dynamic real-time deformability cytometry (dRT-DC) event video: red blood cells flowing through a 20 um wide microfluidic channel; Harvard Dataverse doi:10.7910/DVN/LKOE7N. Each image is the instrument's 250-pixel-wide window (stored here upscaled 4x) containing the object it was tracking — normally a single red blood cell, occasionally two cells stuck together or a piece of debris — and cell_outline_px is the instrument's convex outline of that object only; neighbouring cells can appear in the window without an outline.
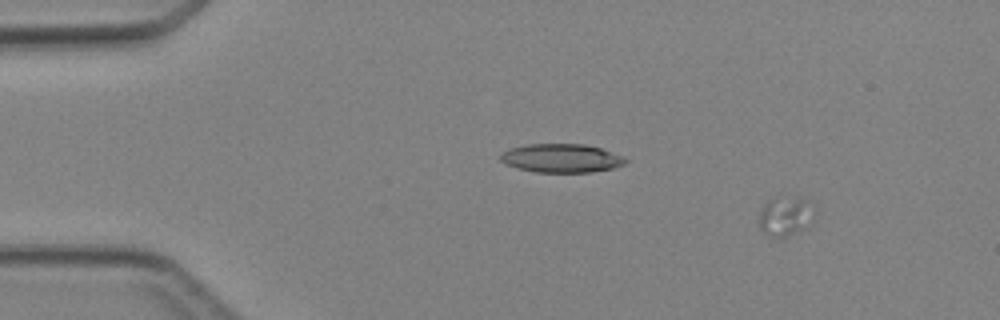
{"species": "Egyptian fruit bat (a non-hibernating species)", "species_latin": "Rousettus aegyptiacus", "temperature_condition": "cold", "stored_images_in_passage": 4, "camera_frame_rate_fps": 3000, "um_per_image_px": 0.085, "animal": {"sex": "female"}, "frame": {"image": 1, "passage_image": 1, "time_ms": 0.0, "image_size_px": [1000, 320], "cell_outline_px": [[812, 220], [808, 228], [788, 236], [768, 236], [760, 228], [760, 208], [768, 200], [800, 200]], "centroid_in_image_um": [66.62, 18.51], "position_along_channel_um": 18.4, "area_um2": 11.27}}